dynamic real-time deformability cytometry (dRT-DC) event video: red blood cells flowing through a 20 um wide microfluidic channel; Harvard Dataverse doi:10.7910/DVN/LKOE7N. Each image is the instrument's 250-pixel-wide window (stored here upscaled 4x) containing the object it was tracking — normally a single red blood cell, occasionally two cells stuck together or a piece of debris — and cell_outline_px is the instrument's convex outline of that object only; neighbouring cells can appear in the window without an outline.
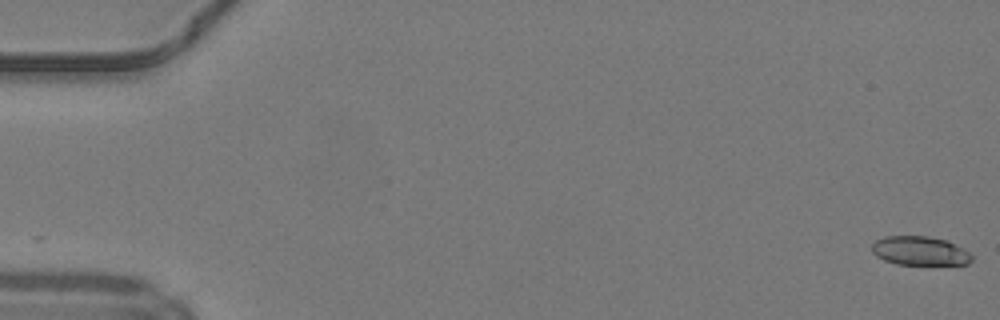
{"species": "common noctule bat (a hibernating species)", "species_latin": "Nyctalus noctula", "temperature_condition": "warm", "stored_images_in_passage": 50, "camera_frame_rate_fps": 3000, "um_per_image_px": 0.085, "animal": {"sex": "male", "body_mass_g": 19.2, "forearm_length_mm": 51.8}, "frame": {"image": 1, "passage_image": 1, "time_ms": 0.0, "image_size_px": [1000, 320], "cell_outline_px": [[972, 260], [968, 264], [896, 264], [884, 260], [876, 256], [872, 252], [872, 244], [876, 240], [884, 236], [928, 236], [948, 240], [968, 252], [972, 256]], "centroid_in_image_um": [78.17, 21.31], "position_along_channel_um": 6.8, "area_um2": 16.82}}
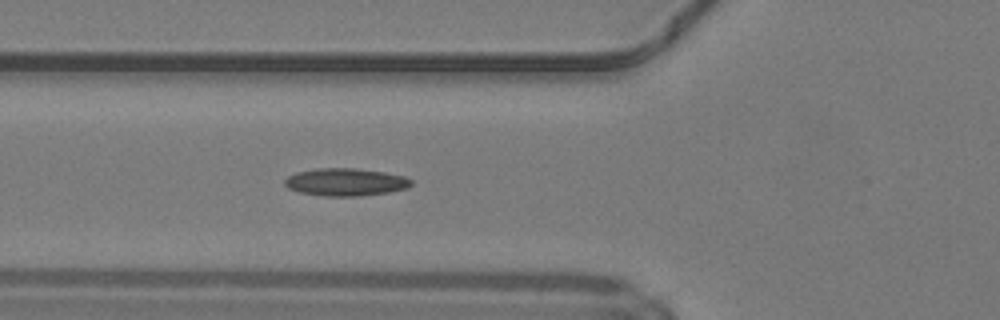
{"frame": {"image": 2, "passage_image": 19, "time_ms": 6.0, "image_size_px": [1000, 320], "cell_outline_px": [[412, 184], [408, 188], [388, 192], [360, 196], [324, 196], [300, 192], [288, 188], [284, 184], [284, 180], [288, 176], [296, 172], [320, 168], [356, 168], [384, 172], [404, 176], [412, 180]], "centroid_in_image_um": [29.38, 15.47], "position_along_channel_um": 96.4, "area_um2": 20.35}}
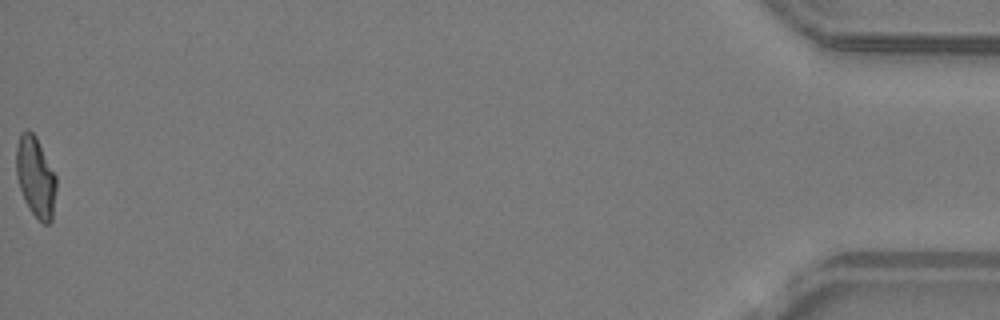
{"frame": {"image": 3, "passage_image": 50, "time_ms": 16.333, "image_size_px": [1000, 320], "cell_outline_px": [[56, 188], [52, 220], [48, 224], [44, 224], [28, 208], [24, 200], [16, 176], [16, 144], [20, 132], [28, 128], [36, 136], [56, 176]], "centroid_in_image_um": [3.01, 15.01], "position_along_channel_um": 432.2, "area_um2": 18.84}, "authors_computed_cell_mechanics": {"area_um2": 18.6983, "velocity_mm_per_s": 4.2336, "shape_relaxation_time_tau1_ms": 10.1023, "shape_relaxation_time_tau2_ms": 1.9076, "deformation_change_tau1": 0.2635, "deformation_change_tau2": 0.0902}}